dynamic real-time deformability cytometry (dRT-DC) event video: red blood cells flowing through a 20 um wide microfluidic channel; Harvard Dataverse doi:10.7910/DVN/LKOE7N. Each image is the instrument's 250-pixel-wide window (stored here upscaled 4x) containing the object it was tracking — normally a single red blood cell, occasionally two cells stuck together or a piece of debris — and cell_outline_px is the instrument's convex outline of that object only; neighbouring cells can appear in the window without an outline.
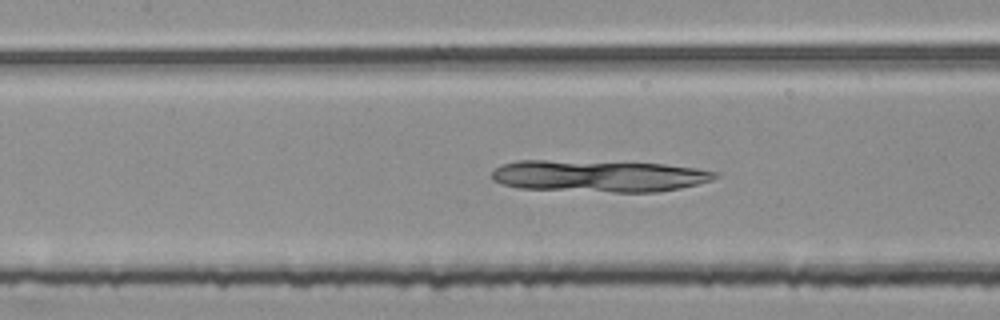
{"species": "common noctule bat (a hibernating species)", "species_latin": "Nyctalus noctula", "temperature_condition": "room temperature", "stored_images_in_passage": 45, "camera_frame_rate_fps": 3000, "um_per_image_px": 0.085, "animal": {"sex": "female", "body_mass_g": 25.1}, "frame": {"image": 1, "passage_image": 16, "time_ms": 5.0, "image_size_px": [1000, 320], "cell_outline_px": [[720, 176], [712, 180], [700, 184], [680, 188], [656, 192], [612, 192], [520, 188], [500, 184], [492, 180], [492, 172], [500, 164], [516, 160], [544, 160], [664, 164], [696, 168], [716, 172]], "centroid_in_image_um": [50.89, 14.96], "position_along_channel_um": 156.5, "area_um2": 41.38}}
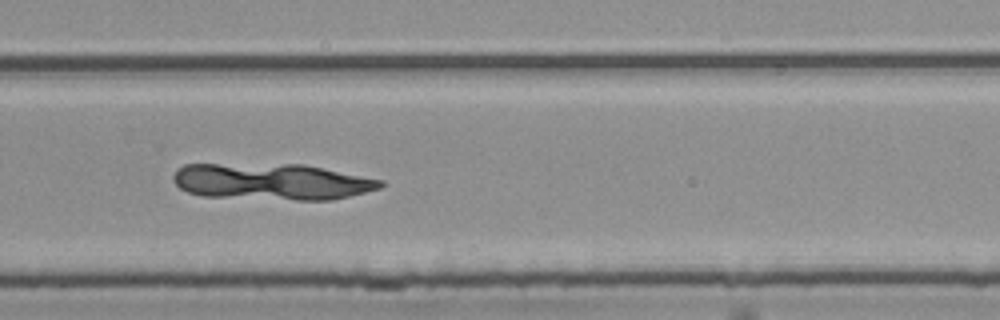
{"frame": {"image": 2, "passage_image": 28, "time_ms": 9.0, "image_size_px": [1000, 320], "cell_outline_px": [[384, 184], [380, 188], [332, 200], [296, 200], [200, 196], [188, 192], [180, 188], [172, 180], [172, 176], [176, 168], [184, 164], [304, 164], [384, 180]], "centroid_in_image_um": [23.06, 15.44], "position_along_channel_um": 306.7, "area_um2": 44.27}}
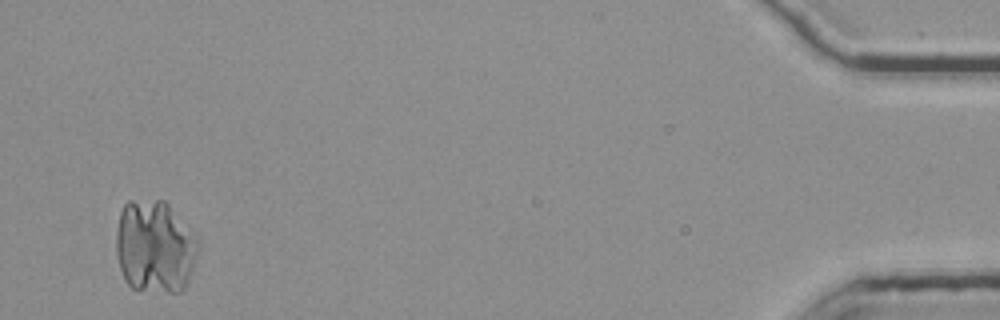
{"frame": {"image": 3, "passage_image": 44, "time_ms": 14.333, "image_size_px": [1000, 320], "cell_outline_px": [[200, 248], [188, 280], [184, 288], [180, 292], [168, 292], [132, 288], [124, 280], [116, 256], [116, 232], [120, 212], [124, 204], [128, 200], [164, 200], [168, 204], [200, 244]], "centroid_in_image_um": [13.13, 20.98], "position_along_channel_um": 422.1, "area_um2": 44.22}}